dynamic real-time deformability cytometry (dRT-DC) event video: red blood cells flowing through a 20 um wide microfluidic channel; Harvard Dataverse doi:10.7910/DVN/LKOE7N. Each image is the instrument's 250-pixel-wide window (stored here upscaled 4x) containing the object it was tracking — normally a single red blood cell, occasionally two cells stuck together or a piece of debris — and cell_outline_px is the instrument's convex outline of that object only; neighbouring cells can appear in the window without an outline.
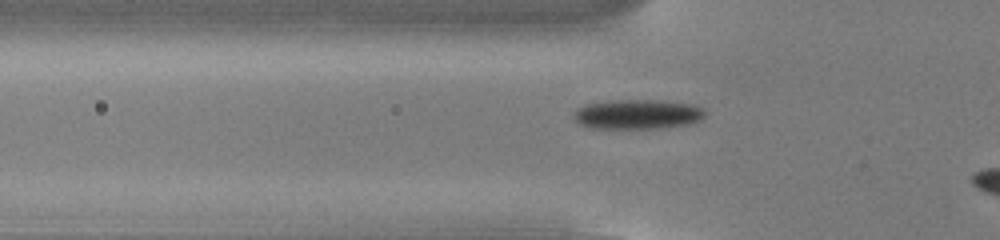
{"species": "common noctule bat (a hibernating species)", "species_latin": "Nyctalus noctula", "temperature_condition": "cold", "stored_images_in_passage": 41, "camera_frame_rate_fps": 3000, "um_per_image_px": 0.085, "animal": {"sex": "male", "body_mass_g": 13.0, "forearm_length_mm": 53.1}, "frame": {"image": 1, "passage_image": 12, "time_ms": 3.667, "image_size_px": [1000, 240], "cell_outline_px": [[704, 116], [700, 120], [688, 124], [664, 128], [588, 128], [580, 124], [572, 116], [576, 108], [584, 104], [616, 100], [656, 100], [692, 104], [704, 108]], "centroid_in_image_um": [54.16, 9.71], "position_along_channel_um": 71.6, "area_um2": 22.77}}
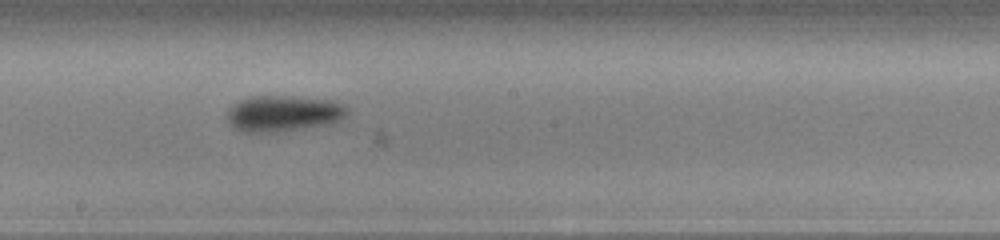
{"frame": {"image": 2, "passage_image": 24, "time_ms": 7.667, "image_size_px": [1000, 240], "cell_outline_px": [[348, 112], [340, 120], [332, 124], [276, 132], [244, 132], [236, 128], [228, 120], [228, 108], [240, 100], [252, 96], [292, 96], [332, 100], [348, 108]], "centroid_in_image_um": [24.11, 9.64], "position_along_channel_um": 224.1, "area_um2": 25.14}}
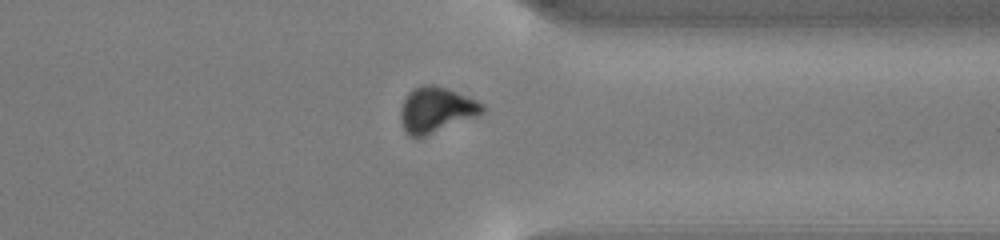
{"frame": {"image": 3, "passage_image": 36, "time_ms": 11.667, "image_size_px": [1000, 240], "cell_outline_px": [[484, 112], [476, 116], [416, 140], [408, 136], [404, 132], [400, 124], [400, 108], [408, 92], [412, 88], [420, 84], [436, 84], [476, 100], [484, 104]], "centroid_in_image_um": [37.0, 9.35], "position_along_channel_um": 374.4, "area_um2": 22.08}, "authors_computed_cell_mechanics": {"area_um2": 22.542, "velocity_mm_per_s": 3.8135, "shape_relaxation_time_tau1_ms": 2.3467, "shape_relaxation_time_tau2_ms": null, "deformation_change_tau1": 0.0981, "deformation_change_tau2": null}}